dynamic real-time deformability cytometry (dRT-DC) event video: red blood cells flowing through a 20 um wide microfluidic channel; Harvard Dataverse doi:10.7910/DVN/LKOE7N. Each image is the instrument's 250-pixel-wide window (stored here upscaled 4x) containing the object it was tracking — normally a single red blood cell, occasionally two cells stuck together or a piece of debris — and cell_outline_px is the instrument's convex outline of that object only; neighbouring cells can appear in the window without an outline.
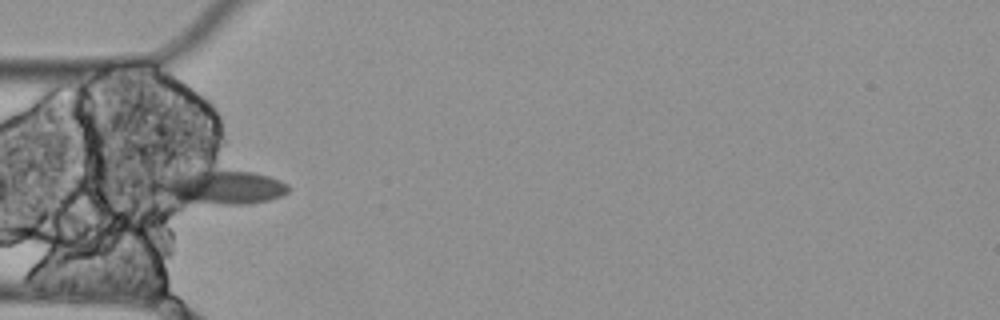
{"species": "Egyptian fruit bat (a non-hibernating species)", "species_latin": "Rousettus aegyptiacus", "temperature_condition": "cold", "stored_images_in_passage": 12, "camera_frame_rate_fps": 3000, "um_per_image_px": 0.085, "animal": {"sex": "female"}, "frame": {"image": 1, "passage_image": 5, "time_ms": 1.333, "image_size_px": [1000, 320], "cell_outline_px": [[288, 192], [280, 196], [268, 200], [248, 204], [180, 204], [148, 192], [148, 180], [172, 172], [252, 172], [268, 176], [280, 180], [288, 184]], "centroid_in_image_um": [18.43, 15.95], "position_along_channel_um": 66.6, "area_um2": 27.57}}
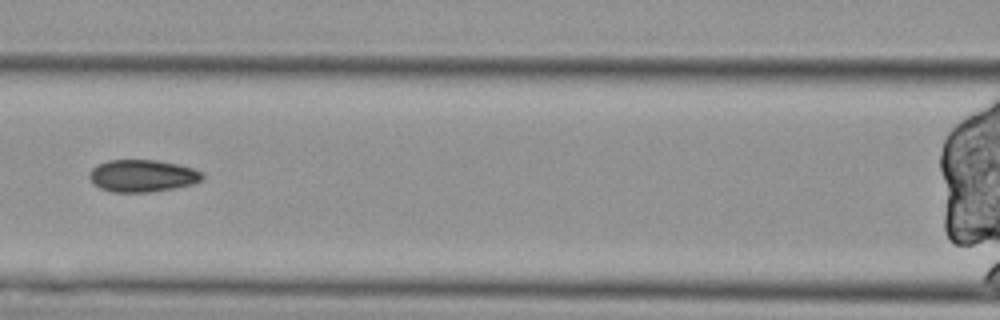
{"frame": {"image": 2, "passage_image": 7, "time_ms": 2.0, "image_size_px": [1000, 320], "cell_outline_px": [[204, 176], [200, 180], [192, 184], [176, 188], [152, 192], [112, 192], [100, 188], [88, 176], [88, 172], [96, 164], [108, 160], [156, 160], [176, 164], [192, 168], [204, 172]], "centroid_in_image_um": [12.09, 14.94], "position_along_channel_um": 154.5, "area_um2": 21.27}}
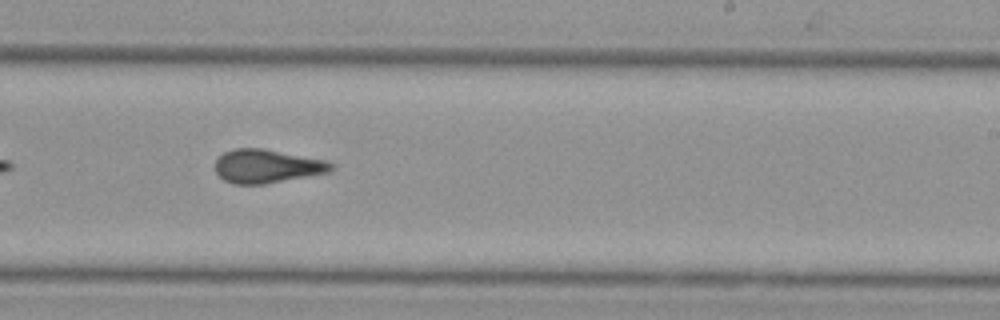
{"frame": {"image": 3, "passage_image": 10, "time_ms": 3.0, "image_size_px": [1000, 320], "cell_outline_px": [[336, 164], [328, 172], [264, 184], [232, 184], [224, 180], [216, 172], [216, 160], [224, 152], [236, 148], [264, 148], [328, 160]], "centroid_in_image_um": [22.71, 14.11], "position_along_channel_um": 266.3, "area_um2": 22.72}}